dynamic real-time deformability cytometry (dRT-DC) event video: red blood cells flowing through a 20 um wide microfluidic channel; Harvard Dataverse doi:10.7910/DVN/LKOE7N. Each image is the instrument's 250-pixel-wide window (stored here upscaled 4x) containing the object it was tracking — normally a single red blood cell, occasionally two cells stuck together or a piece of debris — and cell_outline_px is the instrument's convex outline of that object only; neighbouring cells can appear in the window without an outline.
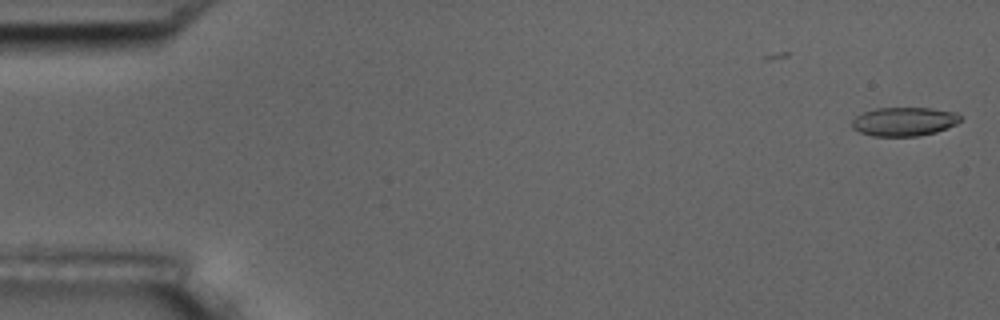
{"species": "common noctule bat (a hibernating species)", "species_latin": "Nyctalus noctula", "temperature_condition": "room temperature", "stored_images_in_passage": 2, "camera_frame_rate_fps": 3000, "um_per_image_px": 0.085, "animal": {"sex": "male", "body_mass_g": 17.5, "forearm_length_mm": 52.3}, "frame": {"image": 1, "passage_image": 2, "time_ms": 0.333, "image_size_px": [1000, 320], "cell_outline_px": [[960, 120], [956, 124], [936, 132], [916, 136], [872, 136], [860, 132], [852, 128], [852, 120], [856, 116], [864, 112], [876, 108], [932, 108], [956, 112], [960, 116]], "centroid_in_image_um": [76.84, 10.33], "position_along_channel_um": 8.2, "area_um2": 18.15}}